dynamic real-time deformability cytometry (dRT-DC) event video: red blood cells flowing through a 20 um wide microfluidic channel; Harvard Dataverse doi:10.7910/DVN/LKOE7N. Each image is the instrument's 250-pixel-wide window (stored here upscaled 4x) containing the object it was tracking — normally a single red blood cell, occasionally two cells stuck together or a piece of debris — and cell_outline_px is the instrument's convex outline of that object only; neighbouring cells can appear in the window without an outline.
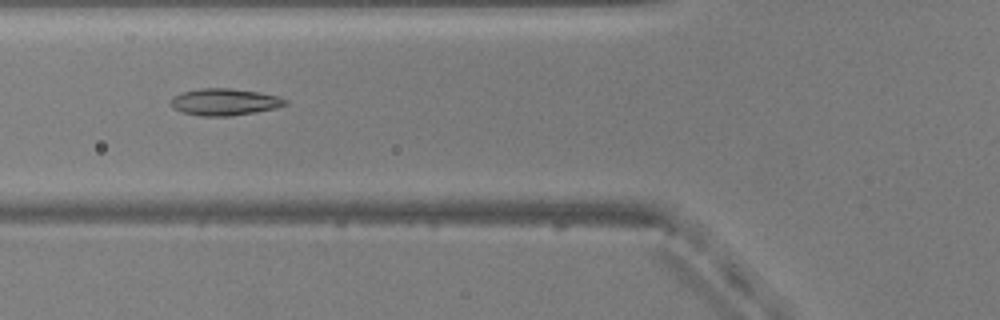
{"species": "common noctule bat (a hibernating species)", "species_latin": "Nyctalus noctula", "temperature_condition": "warm", "stored_images_in_passage": 53, "camera_frame_rate_fps": 3000, "um_per_image_px": 0.085, "animal": {"sex": "male", "body_mass_g": 20.5, "forearm_length_mm": 52.5}, "frame": {"image": 1, "passage_image": 20, "time_ms": 6.333, "image_size_px": [1000, 320], "cell_outline_px": [[288, 104], [276, 108], [256, 112], [228, 116], [200, 116], [184, 112], [172, 108], [168, 104], [172, 96], [180, 92], [200, 88], [228, 88], [260, 92], [276, 96], [288, 100]], "centroid_in_image_um": [19.04, 8.66], "position_along_channel_um": 106.8, "area_um2": 18.09}}
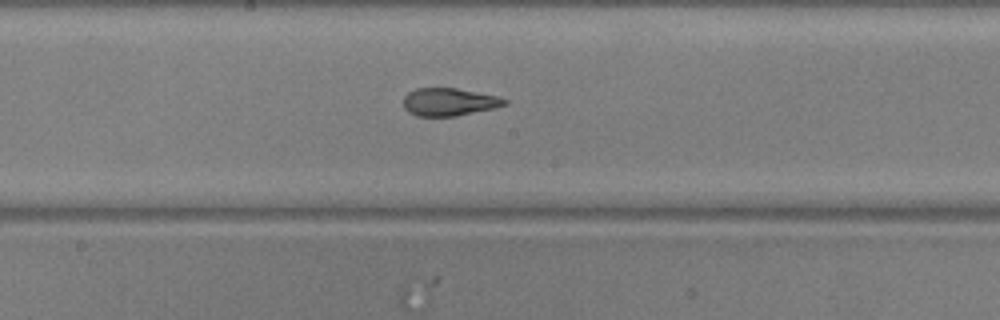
{"frame": {"image": 2, "passage_image": 28, "time_ms": 9.0, "image_size_px": [1000, 320], "cell_outline_px": [[508, 104], [492, 108], [456, 116], [416, 116], [408, 112], [404, 108], [404, 96], [408, 92], [416, 88], [456, 88], [496, 96], [508, 100]], "centroid_in_image_um": [38.13, 8.66], "position_along_channel_um": 210.1, "area_um2": 16.24}}
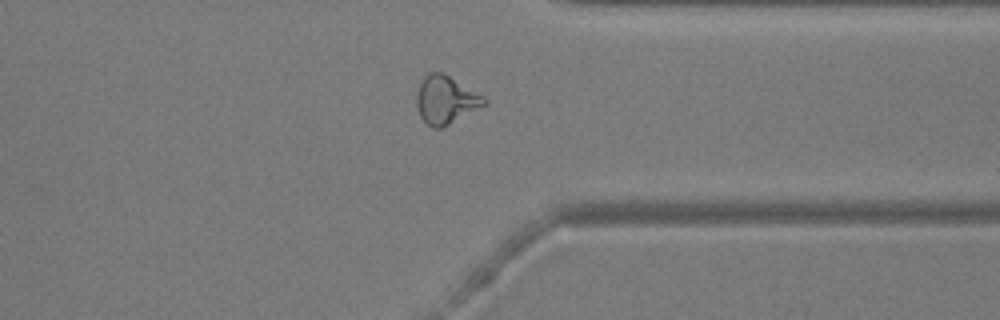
{"frame": {"image": 3, "passage_image": 41, "time_ms": 13.333, "image_size_px": [1000, 320], "cell_outline_px": [[488, 104], [440, 128], [432, 128], [420, 116], [416, 104], [416, 96], [420, 84], [424, 76], [428, 72], [444, 72], [484, 96], [488, 100]], "centroid_in_image_um": [37.9, 8.46], "position_along_channel_um": 373.5, "area_um2": 18.9}, "authors_computed_cell_mechanics": {"area_um2": 18.2648, "velocity_mm_per_s": 3.8508, "shape_relaxation_time_tau1_ms": null, "shape_relaxation_time_tau2_ms": 1.4096, "deformation_change_tau1": null, "deformation_change_tau2": 0.0817}}